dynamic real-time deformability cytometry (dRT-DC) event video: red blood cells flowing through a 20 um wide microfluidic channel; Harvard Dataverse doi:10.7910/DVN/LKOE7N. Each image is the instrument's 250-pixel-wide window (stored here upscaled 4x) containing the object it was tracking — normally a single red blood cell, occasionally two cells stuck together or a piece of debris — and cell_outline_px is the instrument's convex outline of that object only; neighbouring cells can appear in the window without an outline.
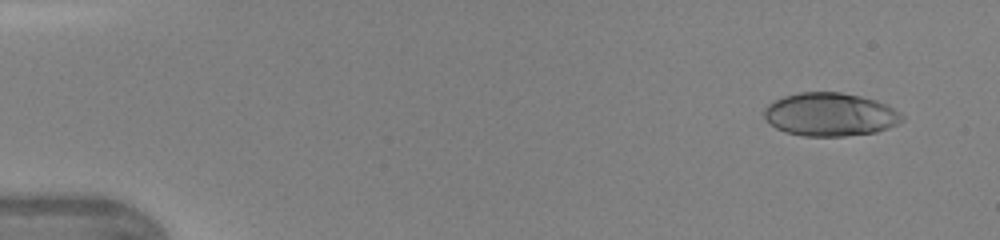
{"species": "human", "species_latin": "Homo sapiens", "temperature_condition": "warm", "stored_images_in_passage": 44, "camera_frame_rate_fps": 3000, "um_per_image_px": 0.085, "donor": {"sex": "female"}, "frame": {"image": 1, "passage_image": 3, "time_ms": 0.667, "image_size_px": [1000, 240], "cell_outline_px": [[904, 120], [888, 128], [876, 132], [844, 136], [804, 136], [784, 132], [776, 128], [764, 120], [764, 108], [768, 104], [784, 96], [800, 92], [840, 92], [860, 96], [876, 100], [888, 104], [900, 112], [904, 116]], "centroid_in_image_um": [70.56, 9.73], "position_along_channel_um": 14.4, "area_um2": 35.03}}
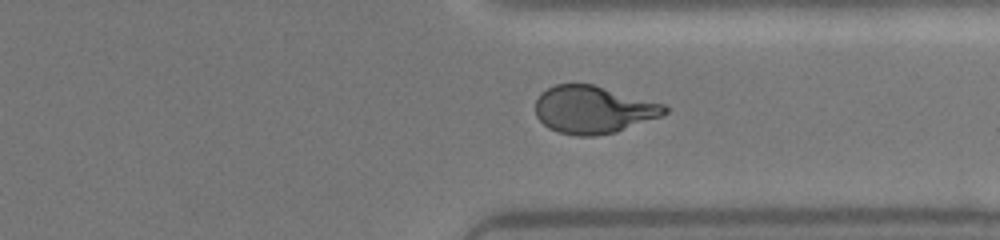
{"frame": {"image": 2, "passage_image": 34, "time_ms": 11.0, "image_size_px": [1000, 240], "cell_outline_px": [[672, 108], [668, 112], [660, 116], [616, 132], [596, 136], [576, 136], [560, 132], [548, 128], [536, 116], [536, 100], [540, 92], [556, 84], [592, 84], [664, 104]], "centroid_in_image_um": [50.43, 9.32], "position_along_channel_um": 361.0, "area_um2": 35.72}}
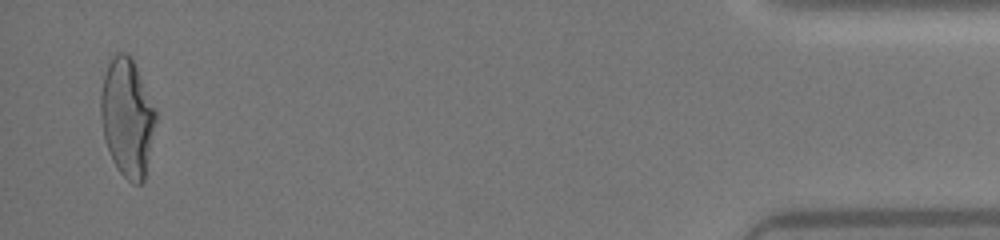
{"frame": {"image": 3, "passage_image": 43, "time_ms": 14.0, "image_size_px": [1000, 240], "cell_outline_px": [[156, 120], [144, 180], [140, 184], [132, 184], [116, 168], [112, 160], [104, 136], [100, 116], [100, 96], [104, 76], [108, 64], [116, 52], [128, 52], [156, 108]], "centroid_in_image_um": [10.81, 9.99], "position_along_channel_um": 424.4, "area_um2": 37.63}}